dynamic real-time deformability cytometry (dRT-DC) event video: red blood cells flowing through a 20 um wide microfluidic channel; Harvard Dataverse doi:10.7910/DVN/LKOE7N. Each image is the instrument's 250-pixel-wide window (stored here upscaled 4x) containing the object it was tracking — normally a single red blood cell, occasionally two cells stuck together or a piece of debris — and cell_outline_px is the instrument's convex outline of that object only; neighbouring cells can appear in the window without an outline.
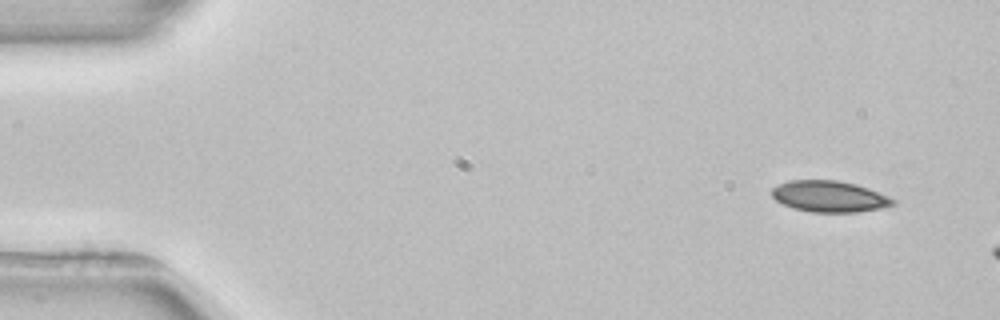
{"species": "common noctule bat (a hibernating species)", "species_latin": "Nyctalus noctula", "temperature_condition": "room temperature", "stored_images_in_passage": 3, "camera_frame_rate_fps": 3000, "um_per_image_px": 0.085, "animal": {"sex": "female", "body_mass_g": 22.7, "forearm_length_mm": 54.2}, "frame": {"image": 1, "passage_image": 1, "time_ms": 0.0, "image_size_px": [1000, 320], "cell_outline_px": [[896, 204], [880, 208], [856, 212], [812, 212], [792, 208], [776, 200], [772, 196], [772, 188], [788, 180], [836, 180], [856, 184], [868, 188], [888, 196], [896, 200]], "centroid_in_image_um": [70.5, 16.69], "position_along_channel_um": 14.5, "area_um2": 21.96}}